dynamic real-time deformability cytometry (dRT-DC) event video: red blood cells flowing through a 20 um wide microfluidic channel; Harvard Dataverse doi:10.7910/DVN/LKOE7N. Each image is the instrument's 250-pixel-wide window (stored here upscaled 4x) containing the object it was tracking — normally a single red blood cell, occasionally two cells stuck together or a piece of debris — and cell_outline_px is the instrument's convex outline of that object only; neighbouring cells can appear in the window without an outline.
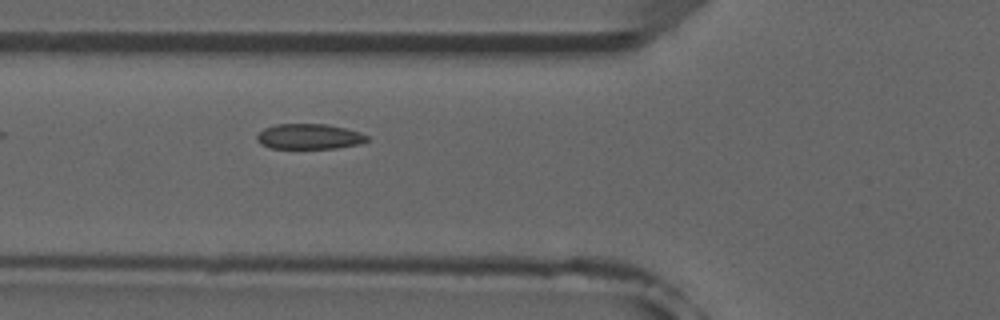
{"species": "common noctule bat (a hibernating species)", "species_latin": "Nyctalus noctula", "temperature_condition": "room temperature", "stored_images_in_passage": 5, "camera_frame_rate_fps": 3000, "um_per_image_px": 0.085, "animal": {"sex": "male", "forearm_length_mm": 52.5}, "frame": {"image": 1, "passage_image": 5, "time_ms": 4.667, "image_size_px": [1000, 320], "cell_outline_px": [[368, 140], [360, 144], [336, 148], [268, 148], [260, 144], [256, 140], [256, 136], [264, 128], [276, 124], [328, 124], [360, 132], [368, 136]], "centroid_in_image_um": [26.26, 11.6], "position_along_channel_um": 99.5, "area_um2": 16.3}}